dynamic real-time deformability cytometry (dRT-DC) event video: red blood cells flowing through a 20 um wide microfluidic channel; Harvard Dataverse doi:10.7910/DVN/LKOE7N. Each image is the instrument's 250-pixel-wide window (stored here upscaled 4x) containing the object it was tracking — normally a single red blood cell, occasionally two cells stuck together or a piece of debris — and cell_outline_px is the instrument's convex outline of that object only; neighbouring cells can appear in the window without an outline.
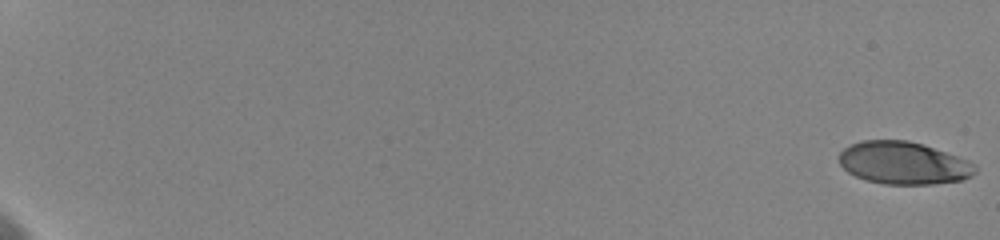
{"species": "human", "species_latin": "Homo sapiens", "temperature_condition": "cold", "stored_images_in_passage": 26, "camera_frame_rate_fps": 3000, "um_per_image_px": 0.085, "donor": {"sex": "female"}, "frame": {"image": 1, "passage_image": 1, "time_ms": 0.0, "image_size_px": [1000, 240], "cell_outline_px": [[976, 172], [972, 176], [960, 180], [932, 184], [884, 184], [864, 180], [848, 172], [840, 164], [840, 152], [844, 148], [860, 140], [908, 140], [924, 144], [968, 160], [976, 164]], "centroid_in_image_um": [76.81, 13.85], "position_along_channel_um": 8.2, "area_um2": 33.81}}
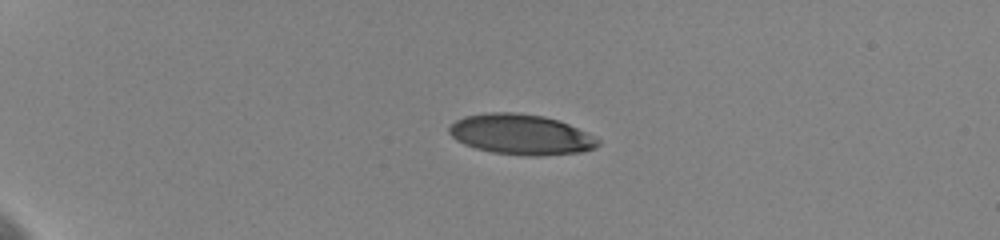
{"frame": {"image": 2, "passage_image": 11, "time_ms": 5.333, "image_size_px": [1000, 240], "cell_outline_px": [[600, 144], [596, 148], [580, 152], [540, 156], [528, 156], [492, 152], [476, 148], [464, 144], [456, 140], [448, 132], [448, 128], [456, 120], [464, 116], [484, 112], [516, 112], [544, 116], [560, 120], [588, 132], [600, 140]], "centroid_in_image_um": [44.3, 11.42], "position_along_channel_um": 40.7, "area_um2": 35.37}}
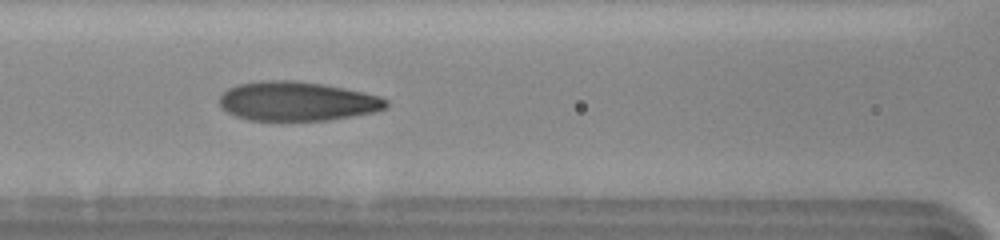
{"frame": {"image": 3, "passage_image": 19, "time_ms": 10.0, "image_size_px": [1000, 240], "cell_outline_px": [[388, 104], [384, 108], [372, 112], [352, 116], [328, 120], [248, 120], [236, 116], [228, 112], [220, 104], [220, 96], [228, 88], [240, 84], [260, 80], [292, 80], [324, 84], [364, 92], [380, 96], [388, 100]], "centroid_in_image_um": [25.26, 8.6], "position_along_channel_um": 141.3, "area_um2": 37.92}}